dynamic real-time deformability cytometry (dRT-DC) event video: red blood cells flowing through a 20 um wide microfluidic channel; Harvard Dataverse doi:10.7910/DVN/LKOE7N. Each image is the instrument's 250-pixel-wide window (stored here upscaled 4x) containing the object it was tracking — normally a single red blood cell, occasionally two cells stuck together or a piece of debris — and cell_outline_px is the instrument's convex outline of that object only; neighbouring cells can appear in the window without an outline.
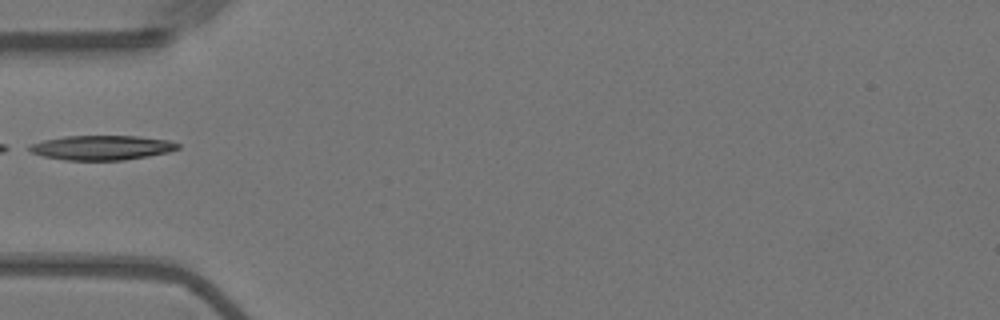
{"species": "Egyptian fruit bat (a non-hibernating species)", "species_latin": "Rousettus aegyptiacus", "temperature_condition": "warm", "stored_images_in_passage": 26, "camera_frame_rate_fps": 3000, "um_per_image_px": 0.085, "animal": {"sex": "female"}, "frame": {"image": 1, "passage_image": 1, "time_ms": 0.0, "image_size_px": [1000, 320], "cell_outline_px": [[180, 148], [168, 152], [148, 156], [124, 160], [64, 160], [44, 156], [32, 152], [24, 148], [28, 144], [44, 140], [64, 136], [136, 136], [168, 140], [180, 144]], "centroid_in_image_um": [8.61, 12.55], "position_along_channel_um": 76.4, "area_um2": 21.33}}